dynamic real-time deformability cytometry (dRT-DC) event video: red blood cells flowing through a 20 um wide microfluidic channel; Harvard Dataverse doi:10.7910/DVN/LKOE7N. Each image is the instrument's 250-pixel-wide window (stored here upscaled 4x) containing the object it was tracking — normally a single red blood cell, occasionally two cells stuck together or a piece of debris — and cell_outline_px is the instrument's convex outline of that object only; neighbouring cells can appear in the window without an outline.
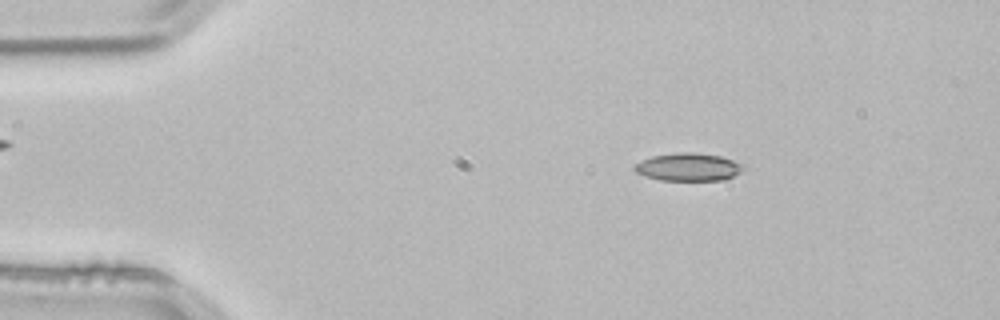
{"species": "common noctule bat (a hibernating species)", "species_latin": "Nyctalus noctula", "temperature_condition": "room temperature", "stored_images_in_passage": 53, "camera_frame_rate_fps": 3000, "um_per_image_px": 0.085, "animal": {"sex": "male", "body_mass_g": 21.5, "forearm_length_mm": 52.0}, "frame": {"image": 1, "passage_image": 9, "time_ms": 2.667, "image_size_px": [1000, 320], "cell_outline_px": [[748, 164], [740, 172], [724, 180], [660, 180], [644, 176], [636, 172], [632, 168], [632, 164], [640, 160], [652, 156], [676, 152], [692, 152], [720, 156]], "centroid_in_image_um": [58.49, 14.19], "position_along_channel_um": 26.5, "area_um2": 17.98}}
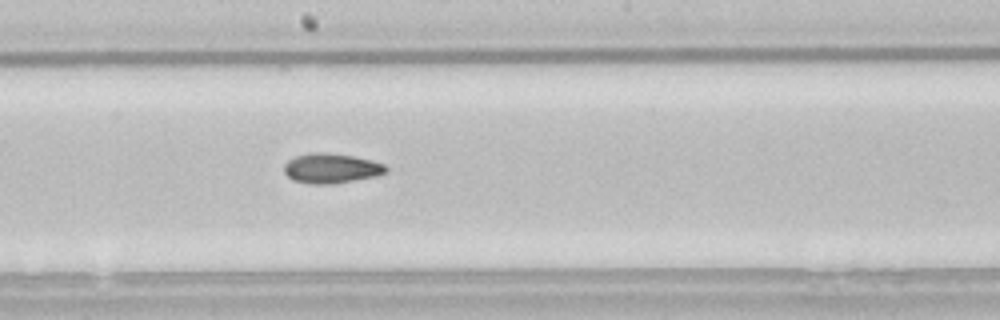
{"frame": {"image": 2, "passage_image": 29, "time_ms": 9.333, "image_size_px": [1000, 320], "cell_outline_px": [[388, 172], [376, 176], [332, 184], [312, 184], [292, 180], [284, 172], [284, 164], [288, 160], [296, 156], [312, 152], [320, 152], [352, 156], [372, 160], [384, 164], [388, 168]], "centroid_in_image_um": [28.16, 14.31], "position_along_channel_um": 220.0, "area_um2": 17.69}}
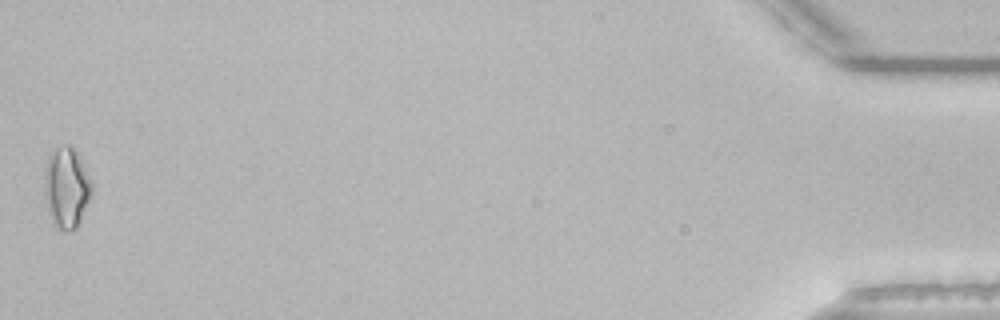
{"frame": {"image": 3, "passage_image": 53, "time_ms": 17.333, "image_size_px": [1000, 320], "cell_outline_px": [[92, 192], [76, 228], [68, 232], [64, 232], [52, 220], [48, 212], [44, 192], [44, 176], [48, 156], [56, 148], [68, 144], [76, 152], [92, 184]], "centroid_in_image_um": [5.62, 15.96], "position_along_channel_um": 429.6, "area_um2": 21.73}, "authors_computed_cell_mechanics": {"area_um2": 17.34, "velocity_mm_per_s": 3.8514, "shape_relaxation_time_tau1_ms": null, "shape_relaxation_time_tau2_ms": 5.3872, "deformation_change_tau1": null, "deformation_change_tau2": 0.1203}}